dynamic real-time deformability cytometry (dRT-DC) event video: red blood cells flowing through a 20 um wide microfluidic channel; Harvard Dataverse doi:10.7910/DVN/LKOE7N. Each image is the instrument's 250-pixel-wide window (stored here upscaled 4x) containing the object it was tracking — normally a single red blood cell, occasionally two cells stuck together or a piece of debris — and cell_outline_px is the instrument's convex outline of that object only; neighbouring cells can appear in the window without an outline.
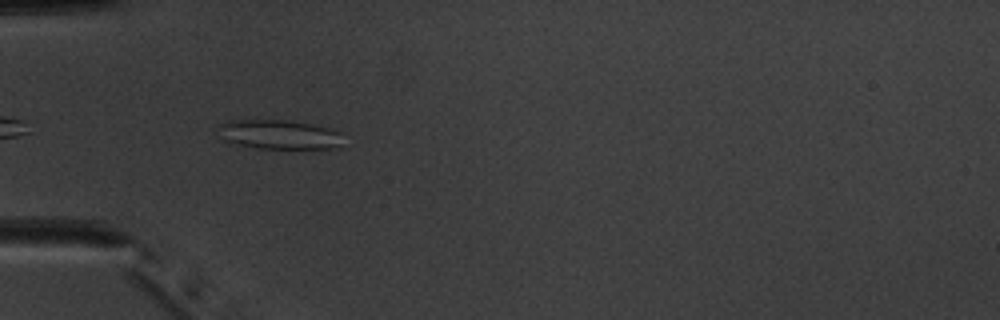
{"species": "common noctule bat (a hibernating species)", "species_latin": "Nyctalus noctula", "temperature_condition": "warm", "stored_images_in_passage": 18, "camera_frame_rate_fps": 3000, "um_per_image_px": 0.085, "animal": {"sex": "male", "body_mass_g": 20.1, "forearm_length_mm": 53.5}, "frame": {"image": 1, "passage_image": 3, "time_ms": 0.667, "image_size_px": [1000, 320], "cell_outline_px": [[340, 148], [256, 148], [236, 144], [224, 140], [220, 124], [228, 120], [288, 120], [312, 124], [328, 128], [340, 132]], "centroid_in_image_um": [23.75, 11.43], "position_along_channel_um": 61.3, "area_um2": 20.98}}
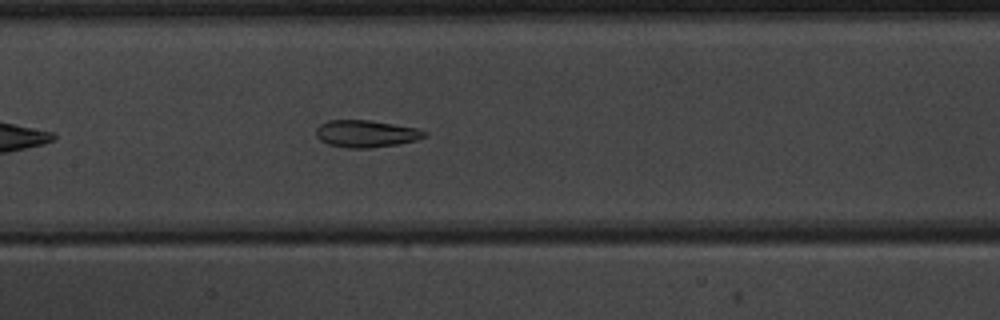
{"frame": {"image": 2, "passage_image": 12, "time_ms": 3.667, "image_size_px": [1000, 320], "cell_outline_px": [[428, 136], [416, 140], [396, 144], [372, 148], [348, 148], [328, 144], [320, 140], [316, 136], [316, 128], [320, 124], [328, 120], [368, 120], [416, 128], [428, 132]], "centroid_in_image_um": [31.1, 11.37], "position_along_channel_um": 176.3, "area_um2": 17.11}}
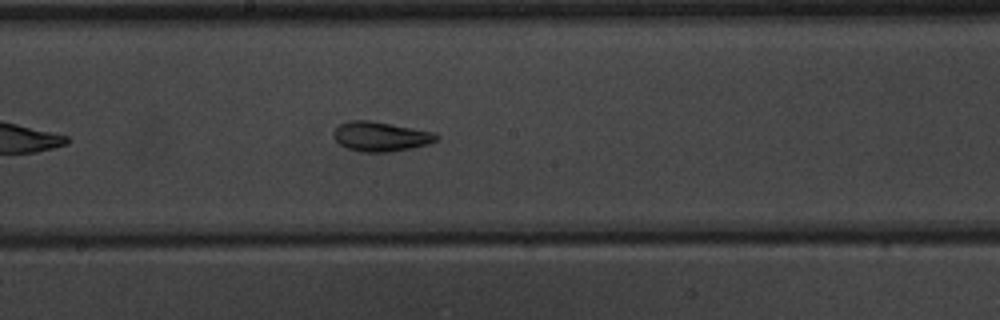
{"frame": {"image": 3, "passage_image": 15, "time_ms": 4.667, "image_size_px": [1000, 320], "cell_outline_px": [[440, 140], [428, 144], [412, 148], [388, 152], [360, 152], [348, 148], [340, 144], [332, 136], [332, 132], [340, 124], [348, 120], [372, 120], [436, 132], [440, 136]], "centroid_in_image_um": [32.39, 11.59], "position_along_channel_um": 215.8, "area_um2": 18.09}}